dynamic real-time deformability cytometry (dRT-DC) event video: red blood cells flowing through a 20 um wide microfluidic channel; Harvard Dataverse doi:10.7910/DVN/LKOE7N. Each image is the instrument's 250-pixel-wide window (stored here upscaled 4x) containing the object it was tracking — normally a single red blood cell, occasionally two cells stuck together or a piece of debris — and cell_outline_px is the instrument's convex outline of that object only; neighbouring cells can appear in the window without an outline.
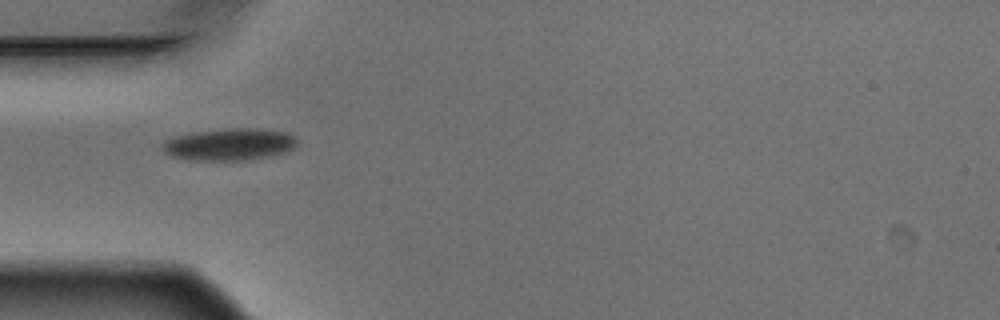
{"species": "Egyptian fruit bat (a non-hibernating species)", "species_latin": "Rousettus aegyptiacus", "temperature_condition": "warm", "stored_images_in_passage": 1, "camera_frame_rate_fps": 3000, "um_per_image_px": 0.085, "animal": {"sex": "male"}, "frame": {"image": 1, "passage_image": 1, "time_ms": 0.0, "image_size_px": [1000, 320], "cell_outline_px": [[296, 144], [292, 148], [284, 152], [268, 156], [240, 160], [196, 160], [172, 156], [164, 152], [160, 148], [160, 144], [164, 140], [172, 136], [192, 132], [228, 128], [256, 128], [288, 132], [296, 140]], "centroid_in_image_um": [19.42, 12.25], "position_along_channel_um": 65.6, "area_um2": 25.09}}